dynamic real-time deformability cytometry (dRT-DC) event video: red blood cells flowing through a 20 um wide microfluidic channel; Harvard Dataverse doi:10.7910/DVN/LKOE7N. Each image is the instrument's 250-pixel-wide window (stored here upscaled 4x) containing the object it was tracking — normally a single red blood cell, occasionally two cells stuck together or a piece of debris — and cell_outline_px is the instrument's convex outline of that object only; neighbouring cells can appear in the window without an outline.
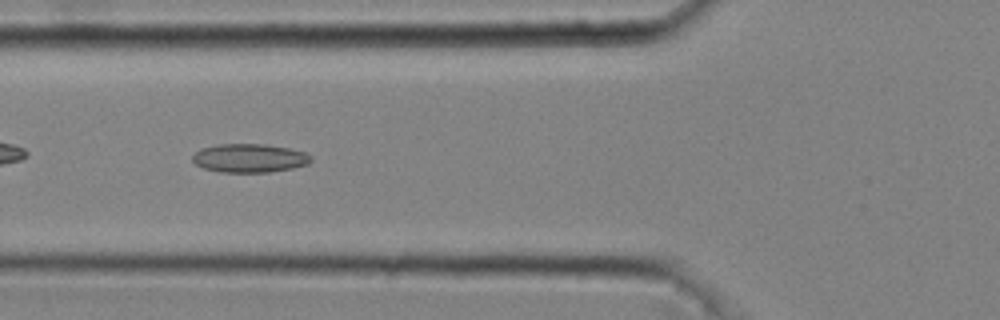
{"species": "common noctule bat (a hibernating species)", "species_latin": "Nyctalus noctula", "temperature_condition": "cold", "stored_images_in_passage": 32, "camera_frame_rate_fps": 3000, "um_per_image_px": 0.085, "animal": {"sex": "male", "body_mass_g": 20.4}, "frame": {"image": 1, "passage_image": 5, "time_ms": 1.333, "image_size_px": [1000, 320], "cell_outline_px": [[312, 160], [308, 164], [292, 168], [268, 172], [220, 172], [204, 168], [196, 164], [192, 160], [192, 156], [200, 148], [220, 144], [264, 144], [288, 148], [304, 152], [312, 156]], "centroid_in_image_um": [21.2, 13.44], "position_along_channel_um": 104.6, "area_um2": 19.71}}
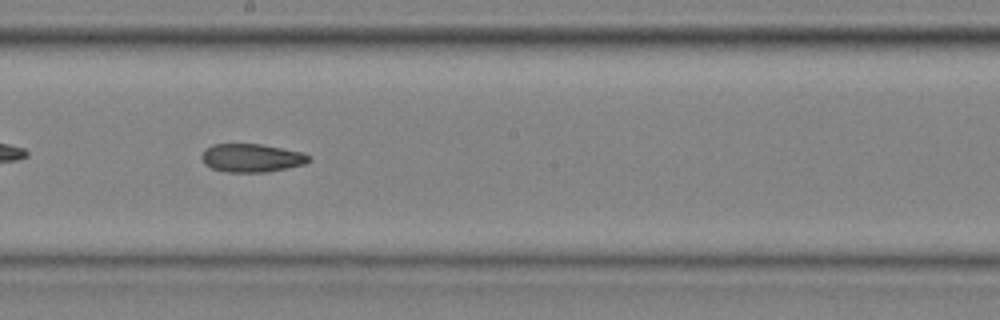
{"frame": {"image": 2, "passage_image": 14, "time_ms": 4.333, "image_size_px": [1000, 320], "cell_outline_px": [[312, 160], [304, 164], [264, 172], [228, 172], [212, 168], [204, 164], [200, 156], [204, 148], [212, 144], [260, 144], [300, 152], [312, 156]], "centroid_in_image_um": [21.34, 13.41], "position_along_channel_um": 226.9, "area_um2": 17.63}}
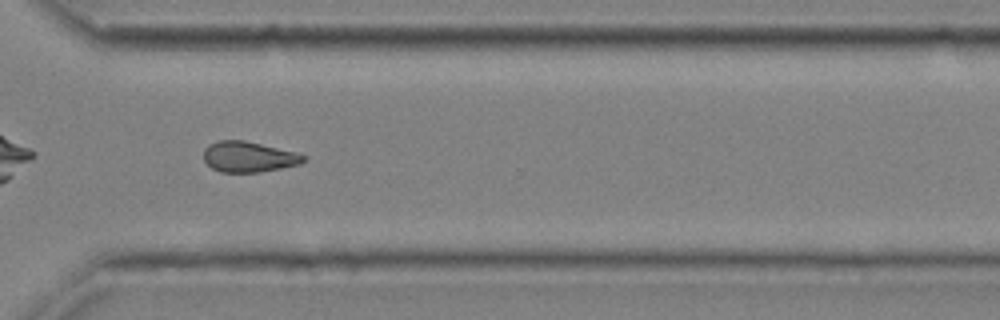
{"frame": {"image": 3, "passage_image": 23, "time_ms": 7.333, "image_size_px": [1000, 320], "cell_outline_px": [[308, 156], [300, 164], [260, 172], [220, 172], [212, 168], [204, 160], [204, 148], [208, 144], [220, 140], [244, 140], [296, 152]], "centroid_in_image_um": [21.13, 13.32], "position_along_channel_um": 349.5, "area_um2": 17.8}, "authors_computed_cell_mechanics": {"area_um2": 18.0336, "velocity_mm_per_s": 4.0723, "shape_relaxation_time_tau1_ms": null, "shape_relaxation_time_tau2_ms": 5.0928, "deformation_change_tau1": null, "deformation_change_tau2": 0.1188}}